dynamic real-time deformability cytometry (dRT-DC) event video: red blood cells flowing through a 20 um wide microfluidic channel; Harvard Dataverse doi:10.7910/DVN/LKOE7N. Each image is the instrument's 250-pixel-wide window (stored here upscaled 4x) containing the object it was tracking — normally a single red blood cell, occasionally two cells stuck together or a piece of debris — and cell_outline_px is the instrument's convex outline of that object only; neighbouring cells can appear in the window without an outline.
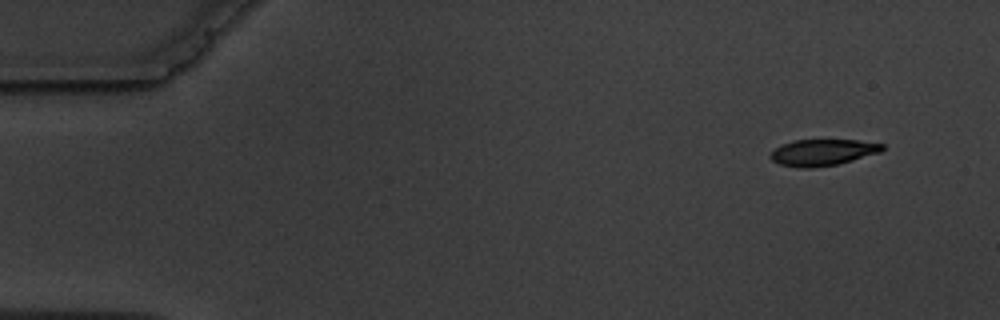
{"species": "common noctule bat (a hibernating species)", "species_latin": "Nyctalus noctula", "temperature_condition": "warm", "stored_images_in_passage": 5, "camera_frame_rate_fps": 3000, "um_per_image_px": 0.085, "animal": {"sex": "male", "body_mass_g": 19.5, "forearm_length_mm": 54.6}, "frame": {"image": 1, "passage_image": 1, "time_ms": 0.0, "image_size_px": [1000, 320], "cell_outline_px": [[884, 148], [880, 152], [852, 160], [836, 164], [812, 168], [800, 168], [780, 164], [772, 160], [768, 156], [776, 148], [792, 140], [856, 140], [884, 144]], "centroid_in_image_um": [69.91, 12.95], "position_along_channel_um": 15.1, "area_um2": 16.99}}
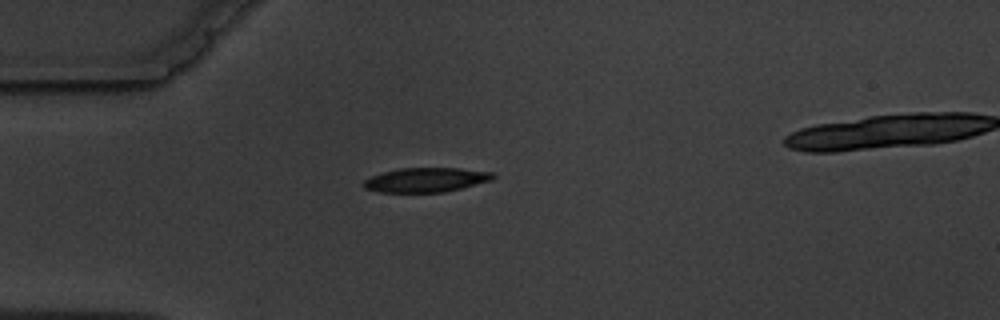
{"frame": {"image": 2, "passage_image": 4, "time_ms": 3.667, "image_size_px": [1000, 320], "cell_outline_px": [[496, 176], [492, 180], [444, 192], [380, 192], [364, 188], [360, 184], [364, 180], [372, 176], [384, 172], [400, 168], [460, 168], [492, 172]], "centroid_in_image_um": [36.19, 15.29], "position_along_channel_um": 48.8, "area_um2": 18.32}}